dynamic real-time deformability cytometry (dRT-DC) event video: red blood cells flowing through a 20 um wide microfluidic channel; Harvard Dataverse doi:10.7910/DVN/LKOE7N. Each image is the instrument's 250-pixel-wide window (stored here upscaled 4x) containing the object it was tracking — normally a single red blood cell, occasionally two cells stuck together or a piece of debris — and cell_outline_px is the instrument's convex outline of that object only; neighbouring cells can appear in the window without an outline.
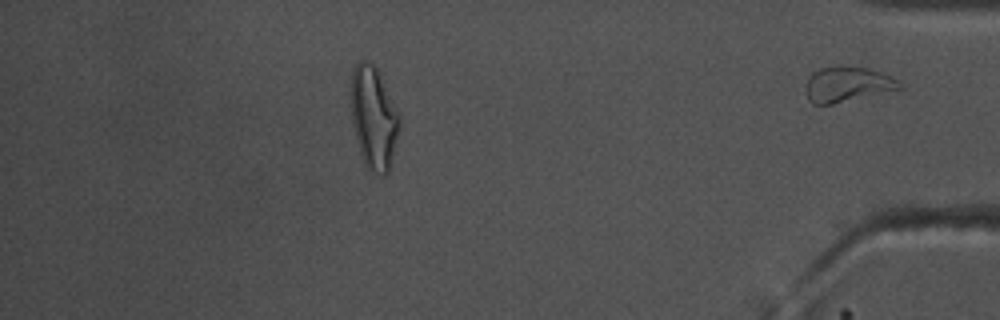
{"species": "common noctule bat (a hibernating species)", "species_latin": "Nyctalus noctula", "temperature_condition": "warm", "stored_images_in_passage": 47, "segment_of_instrument_passage": [2, 2], "camera_frame_rate_fps": 3000, "um_per_image_px": 0.085, "animal": {"sex": "male", "body_mass_g": 17.5, "forearm_length_mm": 52.3}, "frame": {"image": 1, "passage_image": 47, "time_ms": 15.333, "image_size_px": [1000, 320], "cell_outline_px": [[904, 88], [832, 104], [812, 104], [808, 100], [804, 88], [812, 72], [820, 68], [832, 64], [868, 68], [892, 76]], "centroid_in_image_um": [71.98, 7.15], "position_along_channel_um": 363.2, "area_um2": 19.48}}